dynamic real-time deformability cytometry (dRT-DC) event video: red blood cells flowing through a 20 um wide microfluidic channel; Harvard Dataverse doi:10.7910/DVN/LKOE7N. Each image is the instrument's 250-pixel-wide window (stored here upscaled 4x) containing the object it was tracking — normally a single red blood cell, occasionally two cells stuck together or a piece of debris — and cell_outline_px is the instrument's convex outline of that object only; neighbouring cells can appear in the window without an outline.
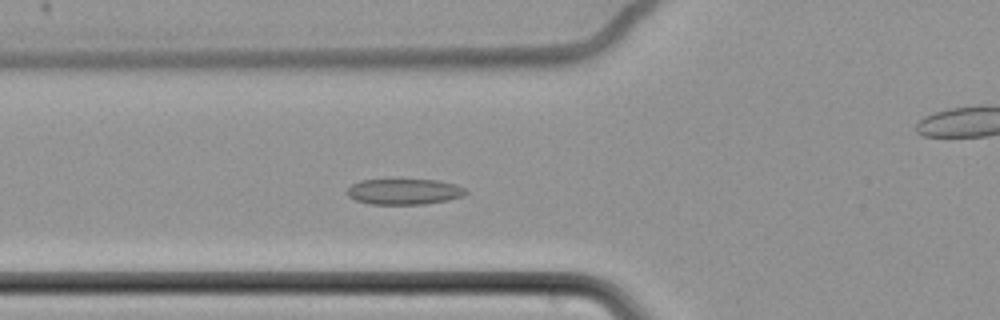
{"species": "common noctule bat (a hibernating species)", "species_latin": "Nyctalus noctula", "temperature_condition": "cold", "stored_images_in_passage": 61, "camera_frame_rate_fps": 3000, "um_per_image_px": 0.085, "animal": {"sex": "female", "body_mass_g": 22.7, "forearm_length_mm": 54.2}, "frame": {"image": 1, "passage_image": 22, "time_ms": 7.0, "image_size_px": [1000, 320], "cell_outline_px": [[468, 192], [464, 196], [448, 200], [424, 204], [368, 204], [356, 200], [348, 196], [348, 188], [352, 184], [360, 180], [440, 180], [456, 184], [464, 188]], "centroid_in_image_um": [34.38, 16.29], "position_along_channel_um": 91.4, "area_um2": 17.8}}
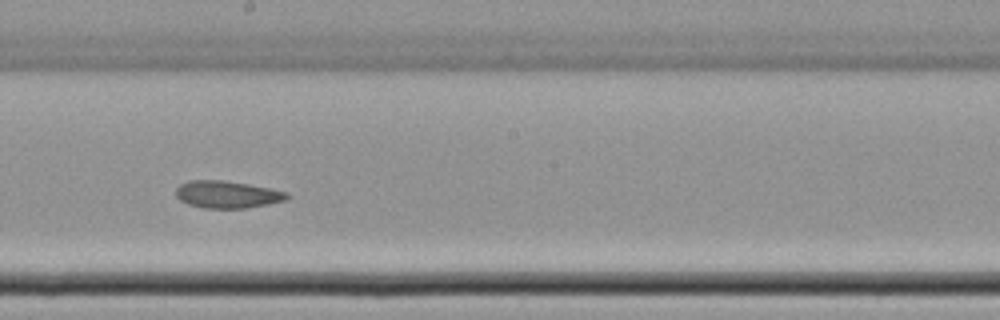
{"frame": {"image": 2, "passage_image": 34, "time_ms": 11.0, "image_size_px": [1000, 320], "cell_outline_px": [[288, 196], [284, 200], [248, 208], [204, 208], [188, 204], [180, 200], [176, 196], [176, 188], [180, 184], [188, 180], [220, 180], [248, 184], [288, 192]], "centroid_in_image_um": [19.26, 16.52], "position_along_channel_um": 228.9, "area_um2": 17.46}}
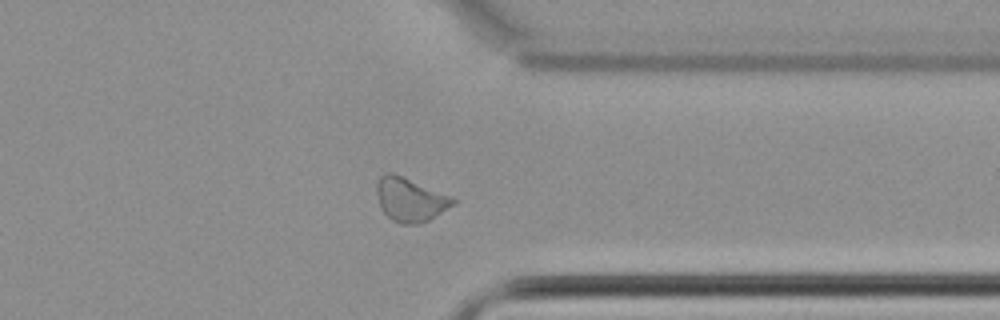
{"frame": {"image": 3, "passage_image": 47, "time_ms": 15.333, "image_size_px": [1000, 320], "cell_outline_px": [[456, 204], [428, 220], [420, 224], [400, 224], [392, 220], [380, 208], [376, 192], [376, 184], [380, 176], [384, 172], [392, 172], [452, 196], [456, 200]], "centroid_in_image_um": [34.85, 16.96], "position_along_channel_um": 376.5, "area_um2": 19.59}, "authors_computed_cell_mechanics": {"area_um2": 19.3052, "velocity_mm_per_s": 3.4445, "shape_relaxation_time_tau1_ms": null, "shape_relaxation_time_tau2_ms": 2.2967, "deformation_change_tau1": null, "deformation_change_tau2": 0.0639}}